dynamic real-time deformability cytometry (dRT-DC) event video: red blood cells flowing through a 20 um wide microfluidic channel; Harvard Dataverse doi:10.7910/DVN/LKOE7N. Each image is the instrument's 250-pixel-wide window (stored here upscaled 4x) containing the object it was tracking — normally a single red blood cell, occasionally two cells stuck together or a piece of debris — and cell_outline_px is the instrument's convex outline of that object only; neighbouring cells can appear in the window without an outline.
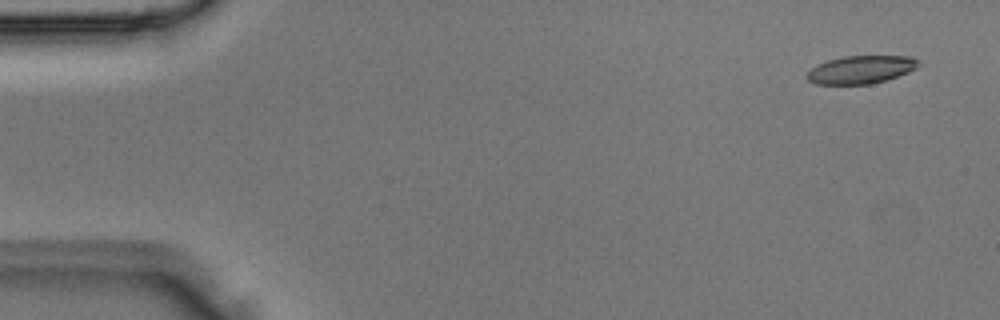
{"species": "Egyptian fruit bat (a non-hibernating species)", "species_latin": "Rousettus aegyptiacus", "temperature_condition": "room temperature", "stored_images_in_passage": 3, "camera_frame_rate_fps": 3000, "um_per_image_px": 0.085, "animal": {"sex": "male"}, "frame": {"image": 1, "passage_image": 1, "time_ms": 0.0, "image_size_px": [1000, 320], "cell_outline_px": [[920, 64], [916, 68], [908, 72], [872, 84], [816, 84], [808, 80], [804, 76], [816, 64], [828, 60], [844, 56], [912, 56], [920, 60]], "centroid_in_image_um": [73.17, 5.91], "position_along_channel_um": 11.8, "area_um2": 18.21}}